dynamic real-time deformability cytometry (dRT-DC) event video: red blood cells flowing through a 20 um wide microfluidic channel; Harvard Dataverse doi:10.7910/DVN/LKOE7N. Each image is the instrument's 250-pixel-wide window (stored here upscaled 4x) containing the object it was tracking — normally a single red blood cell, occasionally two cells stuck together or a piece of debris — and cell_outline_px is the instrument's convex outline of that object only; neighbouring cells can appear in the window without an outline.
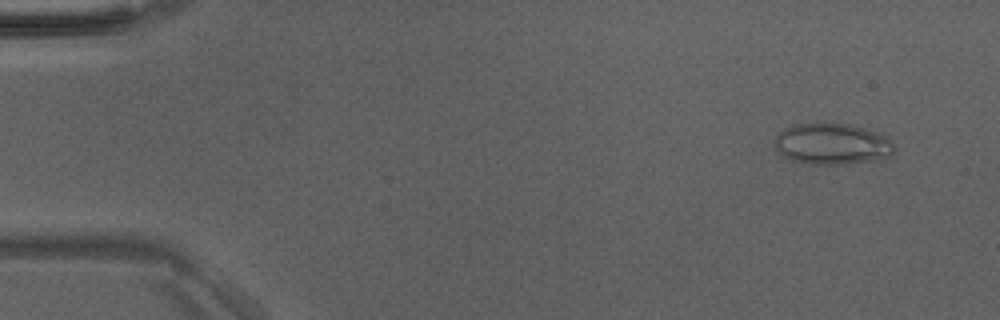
{"species": "Egyptian fruit bat (a non-hibernating species)", "species_latin": "Rousettus aegyptiacus", "temperature_condition": "room temperature", "stored_images_in_passage": 49, "camera_frame_rate_fps": 3000, "um_per_image_px": 0.085, "animal": {"sex": "male"}, "frame": {"image": 1, "passage_image": 4, "time_ms": 1.0, "image_size_px": [1000, 320], "cell_outline_px": [[896, 148], [888, 156], [868, 160], [844, 164], [812, 164], [792, 160], [784, 156], [772, 144], [776, 136], [784, 128], [796, 124], [848, 124], [880, 132], [888, 136], [892, 140]], "centroid_in_image_um": [70.74, 12.22], "position_along_channel_um": 14.3, "area_um2": 28.5}}
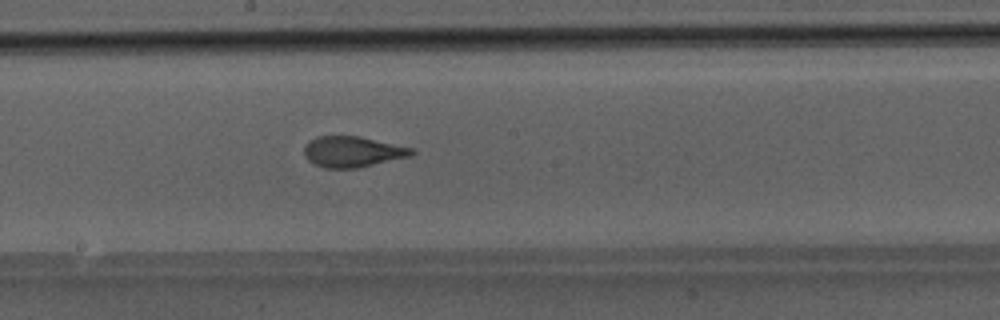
{"frame": {"image": 2, "passage_image": 27, "time_ms": 8.667, "image_size_px": [1000, 320], "cell_outline_px": [[416, 152], [412, 156], [356, 168], [324, 168], [308, 160], [304, 156], [304, 144], [316, 136], [360, 136], [412, 148]], "centroid_in_image_um": [29.95, 12.89], "position_along_channel_um": 218.2, "area_um2": 19.31}}
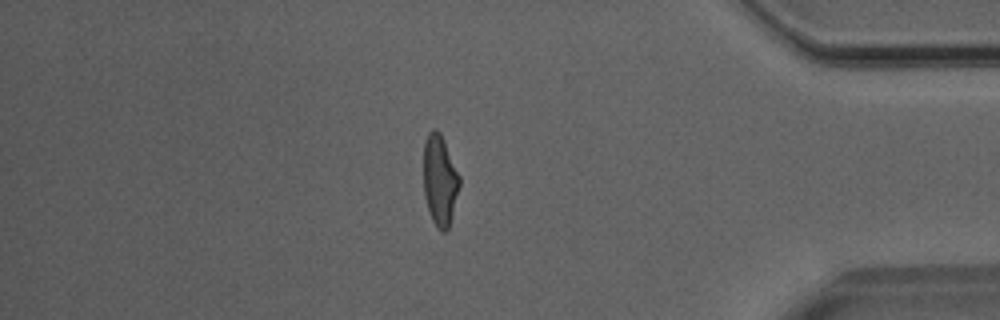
{"frame": {"image": 3, "passage_image": 42, "time_ms": 13.667, "image_size_px": [1000, 320], "cell_outline_px": [[460, 184], [448, 228], [444, 232], [440, 232], [436, 228], [432, 220], [424, 196], [424, 140], [428, 132], [432, 128], [436, 128], [440, 132], [460, 176]], "centroid_in_image_um": [37.37, 15.3], "position_along_channel_um": 397.8, "area_um2": 18.96}}